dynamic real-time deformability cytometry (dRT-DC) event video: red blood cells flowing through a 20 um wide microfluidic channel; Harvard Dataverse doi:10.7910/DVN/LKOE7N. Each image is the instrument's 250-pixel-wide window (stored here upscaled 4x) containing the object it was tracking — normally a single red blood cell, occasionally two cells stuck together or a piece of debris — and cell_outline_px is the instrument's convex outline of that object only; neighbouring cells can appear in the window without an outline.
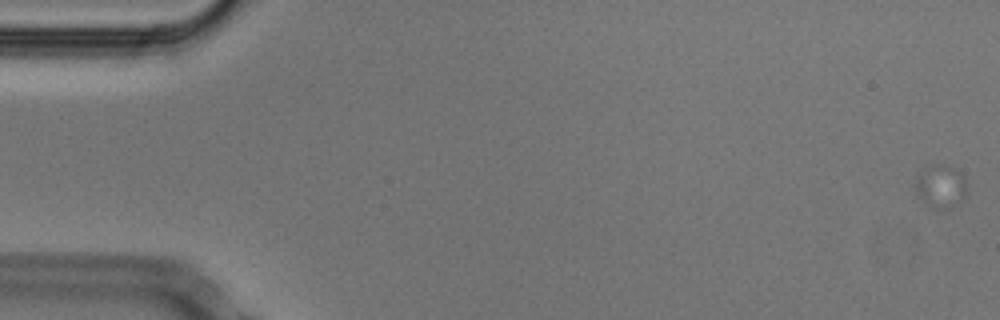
{"species": "Egyptian fruit bat (a non-hibernating species)", "species_latin": "Rousettus aegyptiacus", "temperature_condition": "cold", "stored_images_in_passage": 44, "camera_frame_rate_fps": 3000, "um_per_image_px": 0.085, "animal": {"sex": "male"}, "frame": {"image": 1, "passage_image": 1, "time_ms": 0.0, "image_size_px": [1000, 320], "cell_outline_px": [[968, 192], [956, 204], [948, 208], [932, 208], [920, 196], [916, 188], [916, 180], [924, 168], [932, 164], [940, 164], [952, 168], [960, 172], [964, 176], [968, 184]], "centroid_in_image_um": [80.02, 15.82], "position_along_channel_um": 5.0, "area_um2": 12.6}}
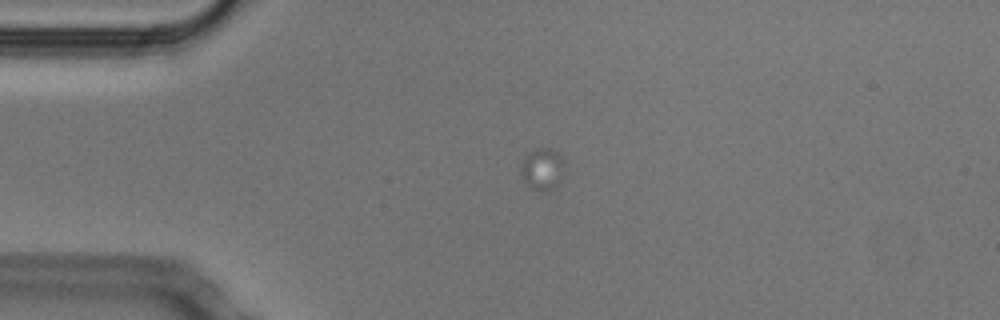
{"frame": {"image": 2, "passage_image": 16, "time_ms": 5.0, "image_size_px": [1000, 320], "cell_outline_px": [[564, 172], [560, 184], [552, 188], [532, 188], [528, 184], [520, 172], [520, 168], [524, 160], [536, 148], [552, 148], [564, 160]], "centroid_in_image_um": [46.16, 14.33], "position_along_channel_um": 38.8, "area_um2": 10.17}}
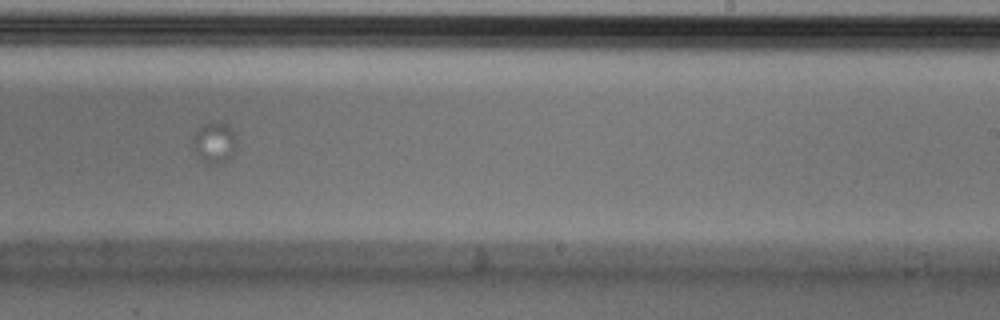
{"frame": {"image": 3, "passage_image": 41, "time_ms": 13.333, "image_size_px": [1000, 320], "cell_outline_px": [[236, 140], [232, 152], [220, 164], [208, 164], [200, 160], [192, 152], [192, 140], [196, 132], [200, 128], [208, 124], [228, 124], [236, 132]], "centroid_in_image_um": [18.18, 12.16], "position_along_channel_um": 270.8, "area_um2": 10.23}}